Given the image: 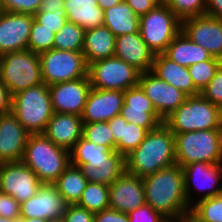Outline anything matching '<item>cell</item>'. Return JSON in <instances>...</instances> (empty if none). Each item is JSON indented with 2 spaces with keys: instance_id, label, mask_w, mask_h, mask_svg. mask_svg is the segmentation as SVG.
<instances>
[{
  "instance_id": "1",
  "label": "cell",
  "mask_w": 222,
  "mask_h": 222,
  "mask_svg": "<svg viewBox=\"0 0 222 222\" xmlns=\"http://www.w3.org/2000/svg\"><path fill=\"white\" fill-rule=\"evenodd\" d=\"M142 179L146 203L166 219H179L190 214L180 165L158 170Z\"/></svg>"
},
{
  "instance_id": "2",
  "label": "cell",
  "mask_w": 222,
  "mask_h": 222,
  "mask_svg": "<svg viewBox=\"0 0 222 222\" xmlns=\"http://www.w3.org/2000/svg\"><path fill=\"white\" fill-rule=\"evenodd\" d=\"M126 172L138 177L176 164L174 133L163 122L148 131L144 140L125 156Z\"/></svg>"
},
{
  "instance_id": "3",
  "label": "cell",
  "mask_w": 222,
  "mask_h": 222,
  "mask_svg": "<svg viewBox=\"0 0 222 222\" xmlns=\"http://www.w3.org/2000/svg\"><path fill=\"white\" fill-rule=\"evenodd\" d=\"M22 162L43 184H53L71 164L70 151L56 146L44 134H29Z\"/></svg>"
},
{
  "instance_id": "4",
  "label": "cell",
  "mask_w": 222,
  "mask_h": 222,
  "mask_svg": "<svg viewBox=\"0 0 222 222\" xmlns=\"http://www.w3.org/2000/svg\"><path fill=\"white\" fill-rule=\"evenodd\" d=\"M11 112L29 134H43L54 114L48 86L41 83L12 95Z\"/></svg>"
},
{
  "instance_id": "5",
  "label": "cell",
  "mask_w": 222,
  "mask_h": 222,
  "mask_svg": "<svg viewBox=\"0 0 222 222\" xmlns=\"http://www.w3.org/2000/svg\"><path fill=\"white\" fill-rule=\"evenodd\" d=\"M164 123L173 133L222 129V110L201 94L187 96Z\"/></svg>"
},
{
  "instance_id": "6",
  "label": "cell",
  "mask_w": 222,
  "mask_h": 222,
  "mask_svg": "<svg viewBox=\"0 0 222 222\" xmlns=\"http://www.w3.org/2000/svg\"><path fill=\"white\" fill-rule=\"evenodd\" d=\"M176 164L222 163V129L174 133Z\"/></svg>"
},
{
  "instance_id": "7",
  "label": "cell",
  "mask_w": 222,
  "mask_h": 222,
  "mask_svg": "<svg viewBox=\"0 0 222 222\" xmlns=\"http://www.w3.org/2000/svg\"><path fill=\"white\" fill-rule=\"evenodd\" d=\"M0 82L11 95L43 83L39 54L23 50L1 55Z\"/></svg>"
},
{
  "instance_id": "8",
  "label": "cell",
  "mask_w": 222,
  "mask_h": 222,
  "mask_svg": "<svg viewBox=\"0 0 222 222\" xmlns=\"http://www.w3.org/2000/svg\"><path fill=\"white\" fill-rule=\"evenodd\" d=\"M180 32L181 20L163 0L140 17L139 33L155 55L164 53Z\"/></svg>"
},
{
  "instance_id": "9",
  "label": "cell",
  "mask_w": 222,
  "mask_h": 222,
  "mask_svg": "<svg viewBox=\"0 0 222 222\" xmlns=\"http://www.w3.org/2000/svg\"><path fill=\"white\" fill-rule=\"evenodd\" d=\"M43 83L47 86L88 76L82 51L51 49L39 54Z\"/></svg>"
},
{
  "instance_id": "10",
  "label": "cell",
  "mask_w": 222,
  "mask_h": 222,
  "mask_svg": "<svg viewBox=\"0 0 222 222\" xmlns=\"http://www.w3.org/2000/svg\"><path fill=\"white\" fill-rule=\"evenodd\" d=\"M140 71L115 56L88 65L90 84L95 89L126 91L138 85Z\"/></svg>"
},
{
  "instance_id": "11",
  "label": "cell",
  "mask_w": 222,
  "mask_h": 222,
  "mask_svg": "<svg viewBox=\"0 0 222 222\" xmlns=\"http://www.w3.org/2000/svg\"><path fill=\"white\" fill-rule=\"evenodd\" d=\"M182 169L184 192L190 208L194 205L192 190L197 189L202 193V195L199 193L201 197L196 199L197 201L222 194V186L218 185L222 179V163L193 162L183 166Z\"/></svg>"
},
{
  "instance_id": "12",
  "label": "cell",
  "mask_w": 222,
  "mask_h": 222,
  "mask_svg": "<svg viewBox=\"0 0 222 222\" xmlns=\"http://www.w3.org/2000/svg\"><path fill=\"white\" fill-rule=\"evenodd\" d=\"M43 183L22 161L0 163V191L20 204L33 197Z\"/></svg>"
},
{
  "instance_id": "13",
  "label": "cell",
  "mask_w": 222,
  "mask_h": 222,
  "mask_svg": "<svg viewBox=\"0 0 222 222\" xmlns=\"http://www.w3.org/2000/svg\"><path fill=\"white\" fill-rule=\"evenodd\" d=\"M181 31L213 57L222 60V19L206 14L188 17L181 21Z\"/></svg>"
},
{
  "instance_id": "14",
  "label": "cell",
  "mask_w": 222,
  "mask_h": 222,
  "mask_svg": "<svg viewBox=\"0 0 222 222\" xmlns=\"http://www.w3.org/2000/svg\"><path fill=\"white\" fill-rule=\"evenodd\" d=\"M138 84L163 120L170 116L187 98L183 91L159 79L151 71L140 72Z\"/></svg>"
},
{
  "instance_id": "15",
  "label": "cell",
  "mask_w": 222,
  "mask_h": 222,
  "mask_svg": "<svg viewBox=\"0 0 222 222\" xmlns=\"http://www.w3.org/2000/svg\"><path fill=\"white\" fill-rule=\"evenodd\" d=\"M68 205L53 184H42L33 197L20 204V217L60 220Z\"/></svg>"
},
{
  "instance_id": "16",
  "label": "cell",
  "mask_w": 222,
  "mask_h": 222,
  "mask_svg": "<svg viewBox=\"0 0 222 222\" xmlns=\"http://www.w3.org/2000/svg\"><path fill=\"white\" fill-rule=\"evenodd\" d=\"M54 112L82 115L92 88L89 77L49 85Z\"/></svg>"
},
{
  "instance_id": "17",
  "label": "cell",
  "mask_w": 222,
  "mask_h": 222,
  "mask_svg": "<svg viewBox=\"0 0 222 222\" xmlns=\"http://www.w3.org/2000/svg\"><path fill=\"white\" fill-rule=\"evenodd\" d=\"M33 15L2 12L0 14V56L27 50Z\"/></svg>"
},
{
  "instance_id": "18",
  "label": "cell",
  "mask_w": 222,
  "mask_h": 222,
  "mask_svg": "<svg viewBox=\"0 0 222 222\" xmlns=\"http://www.w3.org/2000/svg\"><path fill=\"white\" fill-rule=\"evenodd\" d=\"M120 115L127 122L141 126L147 131L164 122L139 84L124 91Z\"/></svg>"
},
{
  "instance_id": "19",
  "label": "cell",
  "mask_w": 222,
  "mask_h": 222,
  "mask_svg": "<svg viewBox=\"0 0 222 222\" xmlns=\"http://www.w3.org/2000/svg\"><path fill=\"white\" fill-rule=\"evenodd\" d=\"M145 203V190L141 177L125 171L109 185L111 209L129 213Z\"/></svg>"
},
{
  "instance_id": "20",
  "label": "cell",
  "mask_w": 222,
  "mask_h": 222,
  "mask_svg": "<svg viewBox=\"0 0 222 222\" xmlns=\"http://www.w3.org/2000/svg\"><path fill=\"white\" fill-rule=\"evenodd\" d=\"M124 91L91 88L81 115L83 123L107 122L121 113Z\"/></svg>"
},
{
  "instance_id": "21",
  "label": "cell",
  "mask_w": 222,
  "mask_h": 222,
  "mask_svg": "<svg viewBox=\"0 0 222 222\" xmlns=\"http://www.w3.org/2000/svg\"><path fill=\"white\" fill-rule=\"evenodd\" d=\"M29 133L12 114L0 115V163L22 161Z\"/></svg>"
},
{
  "instance_id": "22",
  "label": "cell",
  "mask_w": 222,
  "mask_h": 222,
  "mask_svg": "<svg viewBox=\"0 0 222 222\" xmlns=\"http://www.w3.org/2000/svg\"><path fill=\"white\" fill-rule=\"evenodd\" d=\"M43 134L56 146L71 151L83 136L82 118L80 115L54 112Z\"/></svg>"
},
{
  "instance_id": "23",
  "label": "cell",
  "mask_w": 222,
  "mask_h": 222,
  "mask_svg": "<svg viewBox=\"0 0 222 222\" xmlns=\"http://www.w3.org/2000/svg\"><path fill=\"white\" fill-rule=\"evenodd\" d=\"M114 56L133 65L140 72L151 71L155 54L139 32L116 37Z\"/></svg>"
},
{
  "instance_id": "24",
  "label": "cell",
  "mask_w": 222,
  "mask_h": 222,
  "mask_svg": "<svg viewBox=\"0 0 222 222\" xmlns=\"http://www.w3.org/2000/svg\"><path fill=\"white\" fill-rule=\"evenodd\" d=\"M151 72L159 79L183 91L187 96H195L201 93L194 86L188 67L179 65L164 53L154 56Z\"/></svg>"
},
{
  "instance_id": "25",
  "label": "cell",
  "mask_w": 222,
  "mask_h": 222,
  "mask_svg": "<svg viewBox=\"0 0 222 222\" xmlns=\"http://www.w3.org/2000/svg\"><path fill=\"white\" fill-rule=\"evenodd\" d=\"M71 164L77 167L91 165L94 168L102 164L125 163V156L112 151L109 147L96 145L83 136L70 151Z\"/></svg>"
},
{
  "instance_id": "26",
  "label": "cell",
  "mask_w": 222,
  "mask_h": 222,
  "mask_svg": "<svg viewBox=\"0 0 222 222\" xmlns=\"http://www.w3.org/2000/svg\"><path fill=\"white\" fill-rule=\"evenodd\" d=\"M116 36L104 25L85 31L82 53L87 65L114 56Z\"/></svg>"
},
{
  "instance_id": "27",
  "label": "cell",
  "mask_w": 222,
  "mask_h": 222,
  "mask_svg": "<svg viewBox=\"0 0 222 222\" xmlns=\"http://www.w3.org/2000/svg\"><path fill=\"white\" fill-rule=\"evenodd\" d=\"M116 143V152L126 156L144 140L147 130L127 122L120 114L107 121Z\"/></svg>"
},
{
  "instance_id": "28",
  "label": "cell",
  "mask_w": 222,
  "mask_h": 222,
  "mask_svg": "<svg viewBox=\"0 0 222 222\" xmlns=\"http://www.w3.org/2000/svg\"><path fill=\"white\" fill-rule=\"evenodd\" d=\"M64 10L67 20L85 31L104 24L103 10L97 0H65Z\"/></svg>"
},
{
  "instance_id": "29",
  "label": "cell",
  "mask_w": 222,
  "mask_h": 222,
  "mask_svg": "<svg viewBox=\"0 0 222 222\" xmlns=\"http://www.w3.org/2000/svg\"><path fill=\"white\" fill-rule=\"evenodd\" d=\"M164 54L183 67H189L213 57L206 49L190 40L182 31L168 45Z\"/></svg>"
},
{
  "instance_id": "30",
  "label": "cell",
  "mask_w": 222,
  "mask_h": 222,
  "mask_svg": "<svg viewBox=\"0 0 222 222\" xmlns=\"http://www.w3.org/2000/svg\"><path fill=\"white\" fill-rule=\"evenodd\" d=\"M103 15V25L116 37L139 32L140 17L133 12V9L125 1L104 10Z\"/></svg>"
},
{
  "instance_id": "31",
  "label": "cell",
  "mask_w": 222,
  "mask_h": 222,
  "mask_svg": "<svg viewBox=\"0 0 222 222\" xmlns=\"http://www.w3.org/2000/svg\"><path fill=\"white\" fill-rule=\"evenodd\" d=\"M87 183L81 169L70 164L53 185L69 204H77Z\"/></svg>"
},
{
  "instance_id": "32",
  "label": "cell",
  "mask_w": 222,
  "mask_h": 222,
  "mask_svg": "<svg viewBox=\"0 0 222 222\" xmlns=\"http://www.w3.org/2000/svg\"><path fill=\"white\" fill-rule=\"evenodd\" d=\"M77 205L94 214L110 208L109 186L88 182Z\"/></svg>"
},
{
  "instance_id": "33",
  "label": "cell",
  "mask_w": 222,
  "mask_h": 222,
  "mask_svg": "<svg viewBox=\"0 0 222 222\" xmlns=\"http://www.w3.org/2000/svg\"><path fill=\"white\" fill-rule=\"evenodd\" d=\"M85 30L75 23L67 21L54 36V49L63 51H82Z\"/></svg>"
},
{
  "instance_id": "34",
  "label": "cell",
  "mask_w": 222,
  "mask_h": 222,
  "mask_svg": "<svg viewBox=\"0 0 222 222\" xmlns=\"http://www.w3.org/2000/svg\"><path fill=\"white\" fill-rule=\"evenodd\" d=\"M189 216L196 222H222V194L196 201Z\"/></svg>"
},
{
  "instance_id": "35",
  "label": "cell",
  "mask_w": 222,
  "mask_h": 222,
  "mask_svg": "<svg viewBox=\"0 0 222 222\" xmlns=\"http://www.w3.org/2000/svg\"><path fill=\"white\" fill-rule=\"evenodd\" d=\"M88 182L110 185L126 171V163L102 164L98 168L91 165L79 167Z\"/></svg>"
},
{
  "instance_id": "36",
  "label": "cell",
  "mask_w": 222,
  "mask_h": 222,
  "mask_svg": "<svg viewBox=\"0 0 222 222\" xmlns=\"http://www.w3.org/2000/svg\"><path fill=\"white\" fill-rule=\"evenodd\" d=\"M222 60L212 57L210 60L198 62L188 67L194 86L201 92L214 77Z\"/></svg>"
},
{
  "instance_id": "37",
  "label": "cell",
  "mask_w": 222,
  "mask_h": 222,
  "mask_svg": "<svg viewBox=\"0 0 222 222\" xmlns=\"http://www.w3.org/2000/svg\"><path fill=\"white\" fill-rule=\"evenodd\" d=\"M83 137L96 145L107 146L116 151L114 136L107 122L83 123Z\"/></svg>"
},
{
  "instance_id": "38",
  "label": "cell",
  "mask_w": 222,
  "mask_h": 222,
  "mask_svg": "<svg viewBox=\"0 0 222 222\" xmlns=\"http://www.w3.org/2000/svg\"><path fill=\"white\" fill-rule=\"evenodd\" d=\"M55 33L33 19L27 50L42 53L53 49Z\"/></svg>"
},
{
  "instance_id": "39",
  "label": "cell",
  "mask_w": 222,
  "mask_h": 222,
  "mask_svg": "<svg viewBox=\"0 0 222 222\" xmlns=\"http://www.w3.org/2000/svg\"><path fill=\"white\" fill-rule=\"evenodd\" d=\"M182 21L188 17L206 14L207 0H163Z\"/></svg>"
},
{
  "instance_id": "40",
  "label": "cell",
  "mask_w": 222,
  "mask_h": 222,
  "mask_svg": "<svg viewBox=\"0 0 222 222\" xmlns=\"http://www.w3.org/2000/svg\"><path fill=\"white\" fill-rule=\"evenodd\" d=\"M34 20L45 28L53 31L55 34L68 21L64 9H58L55 12L37 11L34 15Z\"/></svg>"
},
{
  "instance_id": "41",
  "label": "cell",
  "mask_w": 222,
  "mask_h": 222,
  "mask_svg": "<svg viewBox=\"0 0 222 222\" xmlns=\"http://www.w3.org/2000/svg\"><path fill=\"white\" fill-rule=\"evenodd\" d=\"M200 94L222 110V64Z\"/></svg>"
},
{
  "instance_id": "42",
  "label": "cell",
  "mask_w": 222,
  "mask_h": 222,
  "mask_svg": "<svg viewBox=\"0 0 222 222\" xmlns=\"http://www.w3.org/2000/svg\"><path fill=\"white\" fill-rule=\"evenodd\" d=\"M42 0H1L4 12L34 15L41 6Z\"/></svg>"
},
{
  "instance_id": "43",
  "label": "cell",
  "mask_w": 222,
  "mask_h": 222,
  "mask_svg": "<svg viewBox=\"0 0 222 222\" xmlns=\"http://www.w3.org/2000/svg\"><path fill=\"white\" fill-rule=\"evenodd\" d=\"M127 214L129 222H164L167 220L147 203Z\"/></svg>"
},
{
  "instance_id": "44",
  "label": "cell",
  "mask_w": 222,
  "mask_h": 222,
  "mask_svg": "<svg viewBox=\"0 0 222 222\" xmlns=\"http://www.w3.org/2000/svg\"><path fill=\"white\" fill-rule=\"evenodd\" d=\"M94 213L77 204H69L67 211L62 216L63 222H94Z\"/></svg>"
},
{
  "instance_id": "45",
  "label": "cell",
  "mask_w": 222,
  "mask_h": 222,
  "mask_svg": "<svg viewBox=\"0 0 222 222\" xmlns=\"http://www.w3.org/2000/svg\"><path fill=\"white\" fill-rule=\"evenodd\" d=\"M0 217L15 219L20 217V203L12 196L1 192Z\"/></svg>"
},
{
  "instance_id": "46",
  "label": "cell",
  "mask_w": 222,
  "mask_h": 222,
  "mask_svg": "<svg viewBox=\"0 0 222 222\" xmlns=\"http://www.w3.org/2000/svg\"><path fill=\"white\" fill-rule=\"evenodd\" d=\"M94 222H129V217L127 213L108 208L96 213Z\"/></svg>"
},
{
  "instance_id": "47",
  "label": "cell",
  "mask_w": 222,
  "mask_h": 222,
  "mask_svg": "<svg viewBox=\"0 0 222 222\" xmlns=\"http://www.w3.org/2000/svg\"><path fill=\"white\" fill-rule=\"evenodd\" d=\"M132 9L133 12L141 17L151 11L162 0H124Z\"/></svg>"
},
{
  "instance_id": "48",
  "label": "cell",
  "mask_w": 222,
  "mask_h": 222,
  "mask_svg": "<svg viewBox=\"0 0 222 222\" xmlns=\"http://www.w3.org/2000/svg\"><path fill=\"white\" fill-rule=\"evenodd\" d=\"M12 95L8 88L0 82V115L11 112Z\"/></svg>"
},
{
  "instance_id": "49",
  "label": "cell",
  "mask_w": 222,
  "mask_h": 222,
  "mask_svg": "<svg viewBox=\"0 0 222 222\" xmlns=\"http://www.w3.org/2000/svg\"><path fill=\"white\" fill-rule=\"evenodd\" d=\"M206 15L222 19V0H207Z\"/></svg>"
},
{
  "instance_id": "50",
  "label": "cell",
  "mask_w": 222,
  "mask_h": 222,
  "mask_svg": "<svg viewBox=\"0 0 222 222\" xmlns=\"http://www.w3.org/2000/svg\"><path fill=\"white\" fill-rule=\"evenodd\" d=\"M65 0H42L38 11L55 12L58 9H64Z\"/></svg>"
},
{
  "instance_id": "51",
  "label": "cell",
  "mask_w": 222,
  "mask_h": 222,
  "mask_svg": "<svg viewBox=\"0 0 222 222\" xmlns=\"http://www.w3.org/2000/svg\"><path fill=\"white\" fill-rule=\"evenodd\" d=\"M124 0H97L98 6L104 11L106 9H109L118 3L122 2Z\"/></svg>"
},
{
  "instance_id": "52",
  "label": "cell",
  "mask_w": 222,
  "mask_h": 222,
  "mask_svg": "<svg viewBox=\"0 0 222 222\" xmlns=\"http://www.w3.org/2000/svg\"><path fill=\"white\" fill-rule=\"evenodd\" d=\"M13 222H47V220L38 219V218H22V217H18V218L13 219Z\"/></svg>"
},
{
  "instance_id": "53",
  "label": "cell",
  "mask_w": 222,
  "mask_h": 222,
  "mask_svg": "<svg viewBox=\"0 0 222 222\" xmlns=\"http://www.w3.org/2000/svg\"><path fill=\"white\" fill-rule=\"evenodd\" d=\"M180 222H196V221L188 215L186 217L180 218Z\"/></svg>"
},
{
  "instance_id": "54",
  "label": "cell",
  "mask_w": 222,
  "mask_h": 222,
  "mask_svg": "<svg viewBox=\"0 0 222 222\" xmlns=\"http://www.w3.org/2000/svg\"><path fill=\"white\" fill-rule=\"evenodd\" d=\"M0 222H13V220L8 219V218H4V217H0Z\"/></svg>"
},
{
  "instance_id": "55",
  "label": "cell",
  "mask_w": 222,
  "mask_h": 222,
  "mask_svg": "<svg viewBox=\"0 0 222 222\" xmlns=\"http://www.w3.org/2000/svg\"><path fill=\"white\" fill-rule=\"evenodd\" d=\"M164 222H180V218L179 219H167Z\"/></svg>"
},
{
  "instance_id": "56",
  "label": "cell",
  "mask_w": 222,
  "mask_h": 222,
  "mask_svg": "<svg viewBox=\"0 0 222 222\" xmlns=\"http://www.w3.org/2000/svg\"><path fill=\"white\" fill-rule=\"evenodd\" d=\"M47 222H63L62 219L60 220H50V221H47Z\"/></svg>"
},
{
  "instance_id": "57",
  "label": "cell",
  "mask_w": 222,
  "mask_h": 222,
  "mask_svg": "<svg viewBox=\"0 0 222 222\" xmlns=\"http://www.w3.org/2000/svg\"><path fill=\"white\" fill-rule=\"evenodd\" d=\"M3 12V8H2V5H1V0H0V14Z\"/></svg>"
}]
</instances>
